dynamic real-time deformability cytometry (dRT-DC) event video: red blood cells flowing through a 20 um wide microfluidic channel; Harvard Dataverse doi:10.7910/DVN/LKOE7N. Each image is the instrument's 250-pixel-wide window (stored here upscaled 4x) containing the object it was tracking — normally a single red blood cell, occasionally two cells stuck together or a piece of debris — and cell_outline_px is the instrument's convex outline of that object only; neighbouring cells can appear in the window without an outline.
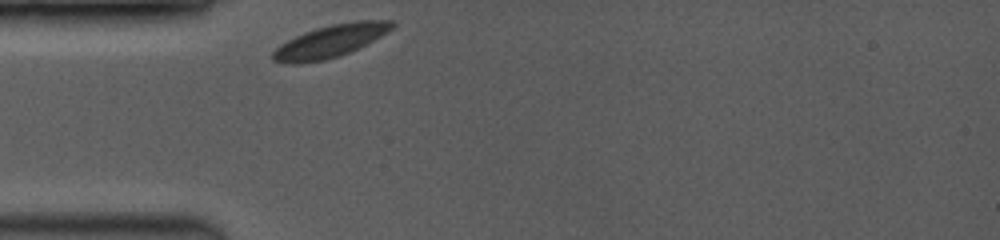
{"species": "common noctule bat (a hibernating species)", "species_latin": "Nyctalus noctula", "temperature_condition": "room temperature", "stored_images_in_passage": 34, "camera_frame_rate_fps": 3500, "um_per_image_px": 0.085, "animal": {"sex": "female", "body_mass_g": 19.0, "forearm_length_mm": 53.3}, "frame": {"image": 1, "passage_image": 1, "time_ms": 0.0, "image_size_px": [1000, 240], "cell_outline_px": [[396, 24], [392, 28], [368, 44], [348, 52], [324, 60], [300, 64], [284, 64], [272, 60], [272, 52], [280, 44], [304, 32], [316, 28], [332, 24], [356, 20], [392, 20]], "centroid_in_image_um": [28.05, 3.5], "position_along_channel_um": 56.9, "area_um2": 22.54}}
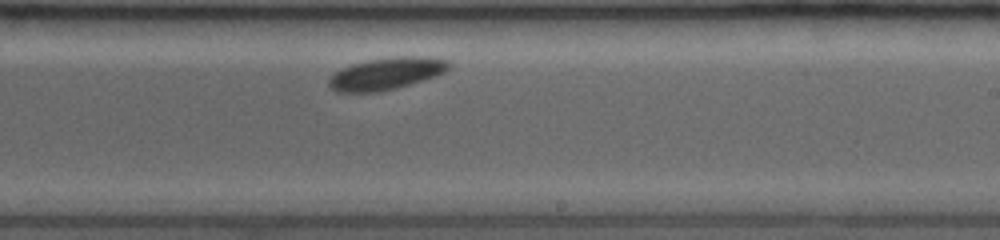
{"frame": {"image": 2, "passage_image": 20, "time_ms": 5.429, "image_size_px": [1000, 240], "cell_outline_px": [[452, 64], [444, 72], [436, 76], [424, 80], [396, 88], [380, 92], [336, 92], [328, 84], [328, 80], [336, 72], [352, 64], [368, 60], [396, 56], [424, 56], [448, 60]], "centroid_in_image_um": [32.87, 6.25], "position_along_channel_um": 256.1, "area_um2": 22.37}}
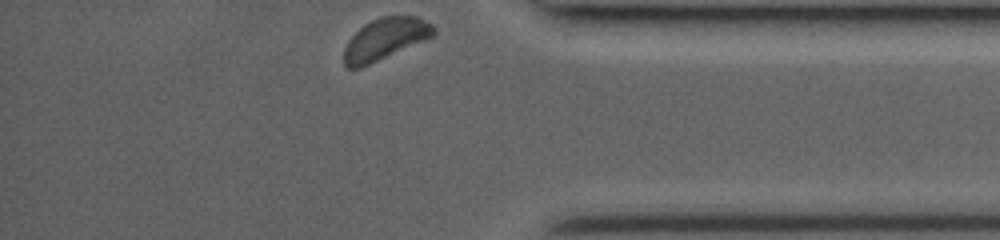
{"frame": {"image": 3, "passage_image": 34, "time_ms": 9.429, "image_size_px": [1000, 240], "cell_outline_px": [[436, 32], [432, 36], [424, 40], [360, 68], [348, 68], [344, 64], [344, 48], [348, 40], [364, 24], [380, 16], [416, 16], [432, 24], [436, 28]], "centroid_in_image_um": [32.72, 3.3], "position_along_channel_um": 402.5, "area_um2": 21.44}}